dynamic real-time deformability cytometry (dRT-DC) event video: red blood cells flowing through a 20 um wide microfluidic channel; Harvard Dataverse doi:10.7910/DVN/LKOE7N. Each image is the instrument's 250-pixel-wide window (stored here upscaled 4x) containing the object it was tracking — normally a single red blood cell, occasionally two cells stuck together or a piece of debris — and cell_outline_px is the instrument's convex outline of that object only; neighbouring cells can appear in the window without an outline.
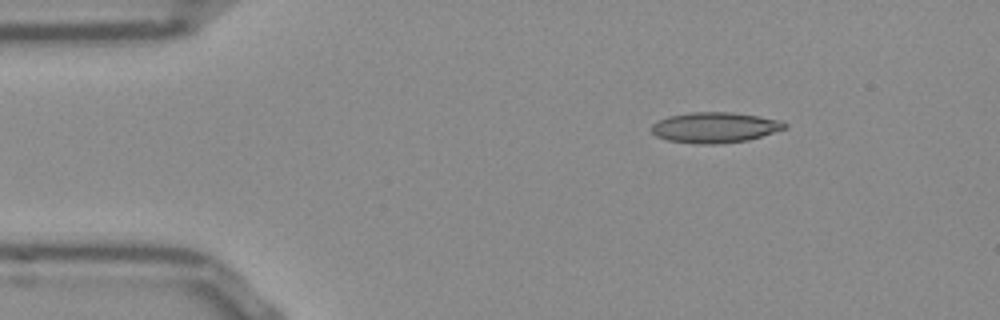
{"species": "Egyptian fruit bat (a non-hibernating species)", "species_latin": "Rousettus aegyptiacus", "temperature_condition": "room temperature", "stored_images_in_passage": 45, "camera_frame_rate_fps": 3000, "um_per_image_px": 0.085, "frame": {"image": 1, "passage_image": 1, "time_ms": 0.0, "image_size_px": [1000, 320], "cell_outline_px": [[788, 128], [748, 140], [720, 144], [696, 144], [668, 140], [656, 136], [652, 132], [652, 124], [668, 116], [692, 112], [732, 112], [760, 116], [780, 120], [788, 124]], "centroid_in_image_um": [60.8, 10.84], "position_along_channel_um": 24.2, "area_um2": 23.81}}
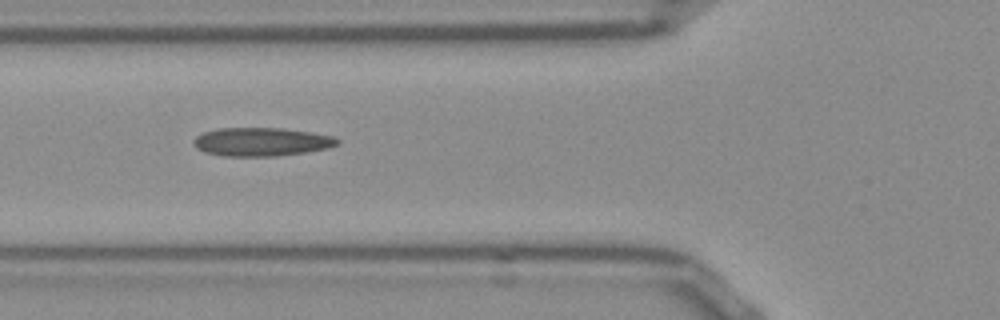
{"frame": {"image": 2, "passage_image": 12, "time_ms": 3.667, "image_size_px": [1000, 320], "cell_outline_px": [[340, 144], [328, 148], [304, 152], [276, 156], [224, 156], [204, 152], [196, 148], [192, 144], [192, 140], [196, 136], [204, 132], [216, 128], [284, 128], [312, 132], [332, 136], [340, 140]], "centroid_in_image_um": [22.2, 12.05], "position_along_channel_um": 103.6, "area_um2": 24.04}}
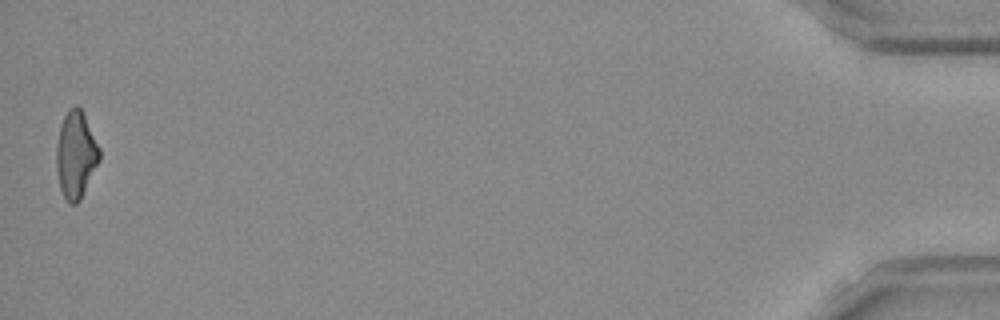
{"frame": {"image": 3, "passage_image": 45, "time_ms": 14.667, "image_size_px": [1000, 320], "cell_outline_px": [[100, 160], [80, 200], [76, 204], [68, 204], [60, 188], [56, 168], [56, 144], [60, 124], [68, 108], [76, 104], [84, 112], [100, 148]], "centroid_in_image_um": [6.44, 13.12], "position_along_channel_um": 428.8, "area_um2": 22.14}, "authors_computed_cell_mechanics": {"area_um2": 22.9466, "velocity_mm_per_s": 3.8566, "shape_relaxation_time_tau1_ms": null, "shape_relaxation_time_tau2_ms": 3.97, "deformation_change_tau1": null, "deformation_change_tau2": 0.1475}}